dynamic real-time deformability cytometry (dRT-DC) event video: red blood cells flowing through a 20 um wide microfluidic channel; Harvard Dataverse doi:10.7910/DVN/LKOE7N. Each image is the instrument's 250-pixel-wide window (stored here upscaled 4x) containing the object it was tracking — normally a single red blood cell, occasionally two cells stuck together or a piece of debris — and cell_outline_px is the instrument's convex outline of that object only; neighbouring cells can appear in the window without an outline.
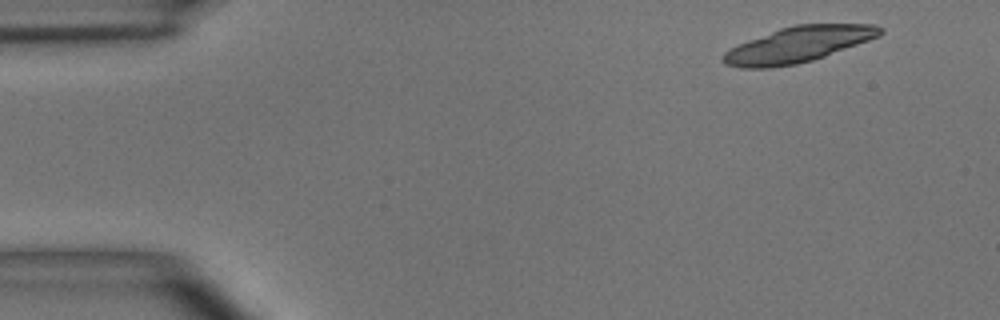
{"species": "common noctule bat (a hibernating species)", "species_latin": "Nyctalus noctula", "temperature_condition": "room temperature", "stored_images_in_passage": 4, "camera_frame_rate_fps": 3000, "um_per_image_px": 0.085, "animal": {"sex": "male", "body_mass_g": 15.6}, "frame": {"image": 1, "passage_image": 1, "time_ms": 0.0, "image_size_px": [1000, 320], "cell_outline_px": [[884, 32], [880, 36], [824, 56], [812, 60], [796, 64], [772, 68], [740, 68], [724, 64], [720, 60], [720, 56], [724, 52], [748, 40], [780, 28], [796, 24], [876, 24], [884, 28]], "centroid_in_image_um": [67.84, 3.79], "position_along_channel_um": 17.2, "area_um2": 32.6}}